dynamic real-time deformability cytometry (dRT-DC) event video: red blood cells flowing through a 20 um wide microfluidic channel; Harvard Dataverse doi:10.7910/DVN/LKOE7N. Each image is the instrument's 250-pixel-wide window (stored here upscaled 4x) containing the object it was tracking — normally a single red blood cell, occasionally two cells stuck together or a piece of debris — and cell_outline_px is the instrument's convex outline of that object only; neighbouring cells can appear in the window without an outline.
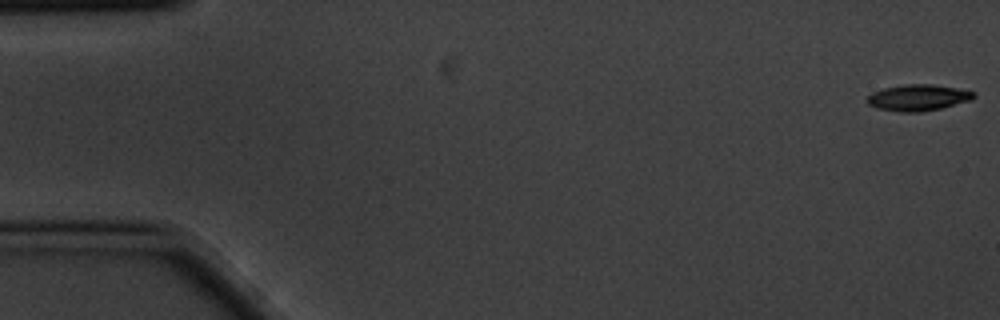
{"species": "common noctule bat (a hibernating species)", "species_latin": "Nyctalus noctula", "temperature_condition": "cold", "stored_images_in_passage": 4, "camera_frame_rate_fps": 3000, "um_per_image_px": 0.085, "animal": {"sex": "male", "body_mass_g": 20.1, "forearm_length_mm": 53.5}, "frame": {"image": 1, "passage_image": 1, "time_ms": 0.0, "image_size_px": [1000, 320], "cell_outline_px": [[976, 96], [972, 100], [940, 108], [920, 112], [900, 112], [876, 108], [868, 104], [864, 100], [872, 92], [884, 88], [904, 84], [932, 84], [956, 88], [976, 92]], "centroid_in_image_um": [78.01, 8.3], "position_along_channel_um": 7.0, "area_um2": 16.42}}